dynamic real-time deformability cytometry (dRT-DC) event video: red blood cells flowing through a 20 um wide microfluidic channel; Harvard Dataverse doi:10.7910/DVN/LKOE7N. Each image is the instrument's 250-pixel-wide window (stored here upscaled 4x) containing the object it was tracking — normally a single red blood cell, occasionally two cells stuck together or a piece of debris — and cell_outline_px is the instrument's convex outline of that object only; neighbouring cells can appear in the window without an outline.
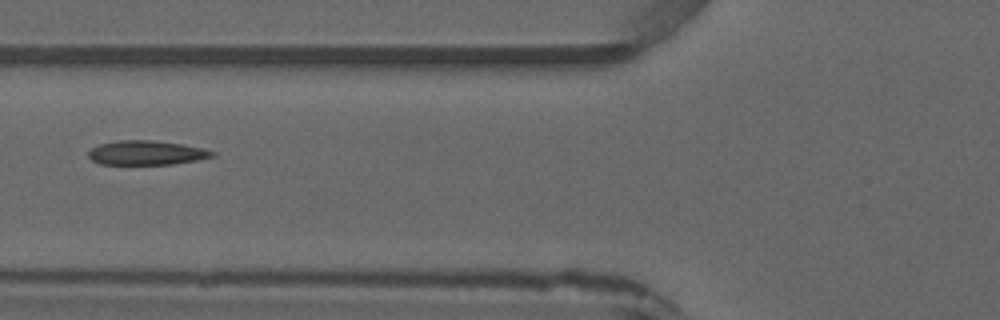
{"species": "common noctule bat (a hibernating species)", "species_latin": "Nyctalus noctula", "temperature_condition": "warm", "stored_images_in_passage": 6, "camera_frame_rate_fps": 3000, "um_per_image_px": 0.085, "animal": {"sex": "male", "forearm_length_mm": 52.5}, "frame": {"image": 1, "passage_image": 6, "time_ms": 5.667, "image_size_px": [1000, 320], "cell_outline_px": [[216, 156], [196, 160], [172, 164], [100, 164], [92, 160], [88, 156], [88, 152], [92, 148], [100, 144], [120, 140], [152, 140], [184, 144], [216, 152]], "centroid_in_image_um": [12.45, 12.98], "position_along_channel_um": 113.3, "area_um2": 17.46}}